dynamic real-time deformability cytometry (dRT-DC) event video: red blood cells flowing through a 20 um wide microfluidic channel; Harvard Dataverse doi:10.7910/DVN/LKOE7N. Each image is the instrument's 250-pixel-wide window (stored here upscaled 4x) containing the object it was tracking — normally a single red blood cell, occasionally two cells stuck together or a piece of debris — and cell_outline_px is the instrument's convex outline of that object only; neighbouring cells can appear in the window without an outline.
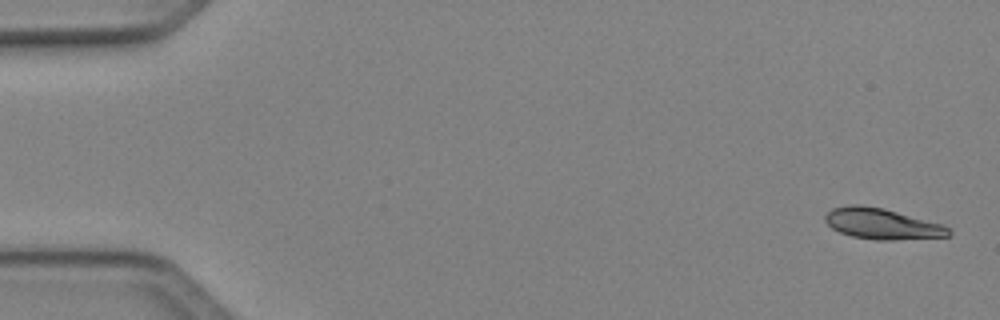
{"species": "Egyptian fruit bat (a non-hibernating species)", "species_latin": "Rousettus aegyptiacus", "temperature_condition": "cold", "stored_images_in_passage": 49, "camera_frame_rate_fps": 3000, "um_per_image_px": 0.085, "animal": {"sex": "female"}, "frame": {"image": 1, "passage_image": 1, "time_ms": 0.0, "image_size_px": [1000, 320], "cell_outline_px": [[952, 236], [896, 240], [876, 240], [852, 236], [840, 232], [832, 228], [824, 220], [824, 216], [832, 208], [848, 204], [856, 204], [884, 208], [944, 224], [952, 232]], "centroid_in_image_um": [75.0, 19.02], "position_along_channel_um": 10.0, "area_um2": 22.43}}
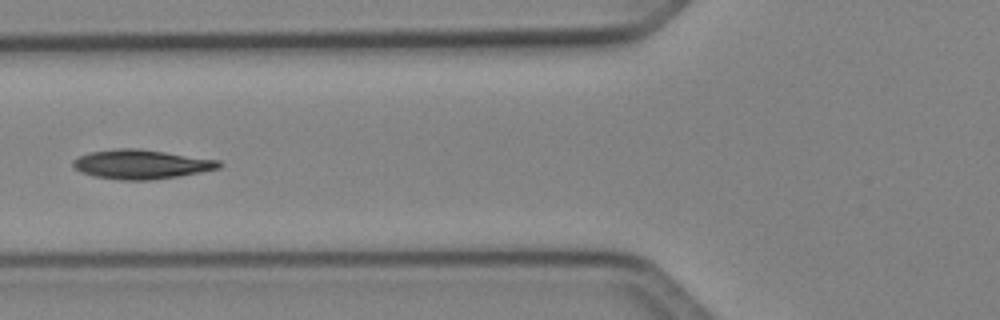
{"frame": {"image": 2, "passage_image": 19, "time_ms": 6.0, "image_size_px": [1000, 320], "cell_outline_px": [[224, 164], [220, 168], [180, 176], [152, 180], [120, 180], [92, 176], [80, 172], [72, 168], [72, 160], [80, 156], [92, 152], [116, 148], [140, 148], [220, 160]], "centroid_in_image_um": [12.01, 13.97], "position_along_channel_um": 113.8, "area_um2": 25.2}}
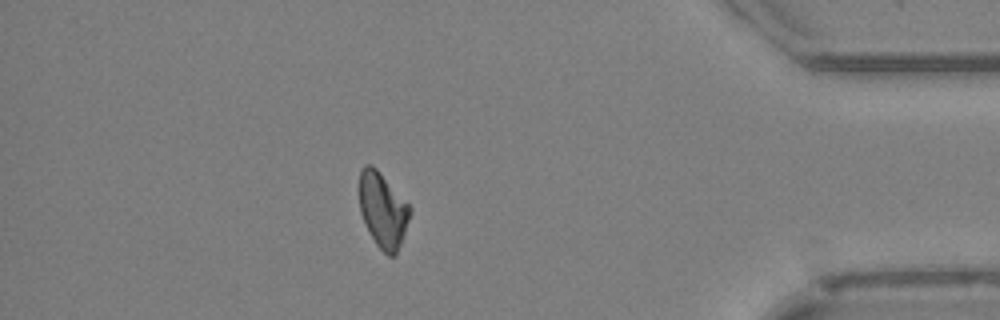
{"frame": {"image": 3, "passage_image": 43, "time_ms": 14.0, "image_size_px": [1000, 320], "cell_outline_px": [[412, 212], [396, 256], [388, 256], [376, 244], [368, 232], [360, 212], [360, 172], [364, 164], [372, 164], [376, 168], [412, 208]], "centroid_in_image_um": [32.55, 17.88], "position_along_channel_um": 402.7, "area_um2": 22.08}, "authors_computed_cell_mechanics": {"area_um2": 23.12, "velocity_mm_per_s": 4.1042, "shape_relaxation_time_tau1_ms": 4.626, "shape_relaxation_time_tau2_ms": null, "deformation_change_tau1": 0.1297, "deformation_change_tau2": null}}